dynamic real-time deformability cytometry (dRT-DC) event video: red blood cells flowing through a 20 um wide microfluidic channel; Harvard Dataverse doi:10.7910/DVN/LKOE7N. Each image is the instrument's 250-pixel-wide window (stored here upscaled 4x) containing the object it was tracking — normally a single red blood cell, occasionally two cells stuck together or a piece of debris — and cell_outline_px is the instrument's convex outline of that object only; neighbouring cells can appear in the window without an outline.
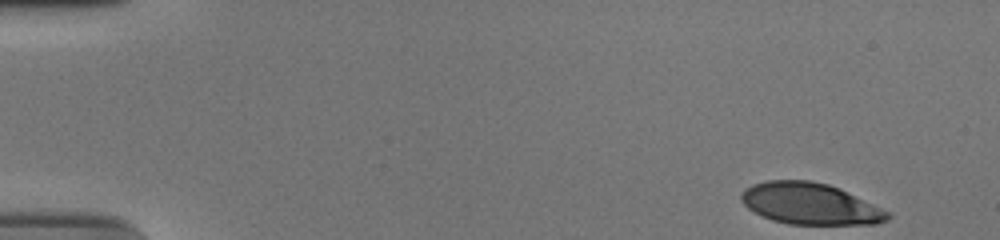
{"species": "human", "species_latin": "Homo sapiens", "temperature_condition": "cold", "stored_images_in_passage": 52, "camera_frame_rate_fps": 3000, "um_per_image_px": 0.085, "donor": {"sex": "male"}, "frame": {"image": 1, "passage_image": 1, "time_ms": 0.0, "image_size_px": [1000, 240], "cell_outline_px": [[892, 216], [888, 220], [876, 224], [788, 224], [772, 220], [760, 216], [748, 208], [740, 200], [740, 192], [744, 188], [752, 184], [768, 180], [808, 180], [828, 184], [892, 212]], "centroid_in_image_um": [68.84, 17.32], "position_along_channel_um": 16.2, "area_um2": 35.55}}
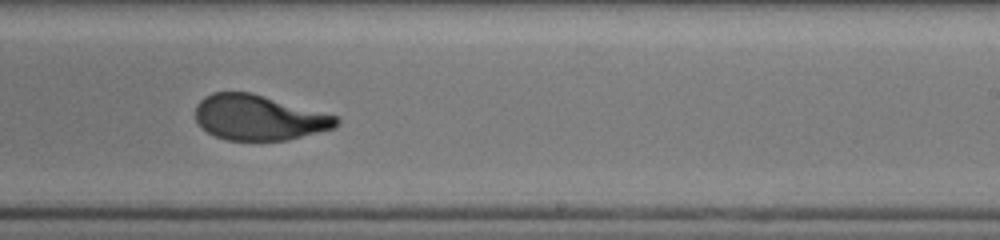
{"frame": {"image": 2, "passage_image": 32, "time_ms": 10.333, "image_size_px": [1000, 240], "cell_outline_px": [[340, 124], [336, 128], [288, 140], [228, 140], [216, 136], [200, 128], [196, 120], [196, 104], [204, 96], [212, 92], [248, 92], [336, 116], [340, 120]], "centroid_in_image_um": [21.98, 10.01], "position_along_channel_um": 267.0, "area_um2": 36.93}}
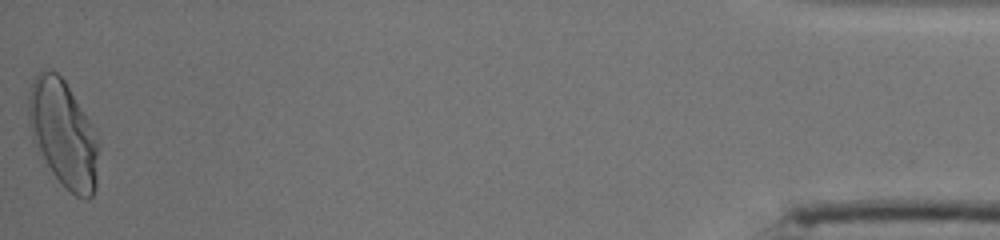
{"frame": {"image": 3, "passage_image": 52, "time_ms": 17.0, "image_size_px": [1000, 240], "cell_outline_px": [[96, 188], [92, 196], [88, 200], [84, 200], [76, 196], [52, 172], [32, 140], [28, 120], [28, 96], [32, 84], [36, 76], [44, 68], [56, 72], [64, 80], [92, 124], [96, 144]], "centroid_in_image_um": [5.34, 11.34], "position_along_channel_um": 429.9, "area_um2": 42.66}, "authors_computed_cell_mechanics": {"area_um2": 38.0613, "velocity_mm_per_s": 3.7352, "shape_relaxation_time_tau1_ms": 4.7054, "shape_relaxation_time_tau2_ms": 0.9245, "deformation_change_tau1": 0.2143, "deformation_change_tau2": 0.0683}}